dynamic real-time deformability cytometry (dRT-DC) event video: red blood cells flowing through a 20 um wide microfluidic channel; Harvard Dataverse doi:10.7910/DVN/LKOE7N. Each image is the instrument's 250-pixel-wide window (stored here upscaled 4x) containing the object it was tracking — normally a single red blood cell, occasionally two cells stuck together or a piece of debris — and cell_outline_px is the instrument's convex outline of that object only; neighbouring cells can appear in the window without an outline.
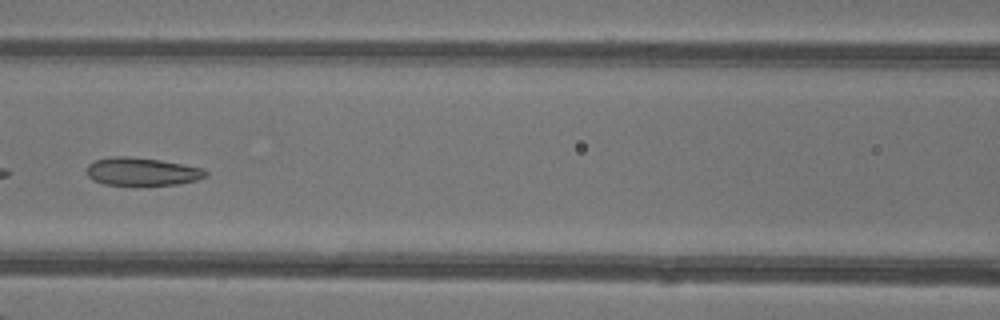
{"species": "common noctule bat (a hibernating species)", "species_latin": "Nyctalus noctula", "temperature_condition": "warm", "stored_images_in_passage": 26, "camera_frame_rate_fps": 3000, "um_per_image_px": 0.085, "animal": {"sex": "female"}, "frame": {"image": 1, "passage_image": 12, "time_ms": 3.667, "image_size_px": [1000, 320], "cell_outline_px": [[208, 176], [196, 180], [176, 184], [104, 184], [92, 180], [88, 176], [88, 164], [96, 160], [112, 156], [128, 156], [160, 160], [204, 168], [208, 172]], "centroid_in_image_um": [12.09, 14.57], "position_along_channel_um": 154.5, "area_um2": 19.13}}